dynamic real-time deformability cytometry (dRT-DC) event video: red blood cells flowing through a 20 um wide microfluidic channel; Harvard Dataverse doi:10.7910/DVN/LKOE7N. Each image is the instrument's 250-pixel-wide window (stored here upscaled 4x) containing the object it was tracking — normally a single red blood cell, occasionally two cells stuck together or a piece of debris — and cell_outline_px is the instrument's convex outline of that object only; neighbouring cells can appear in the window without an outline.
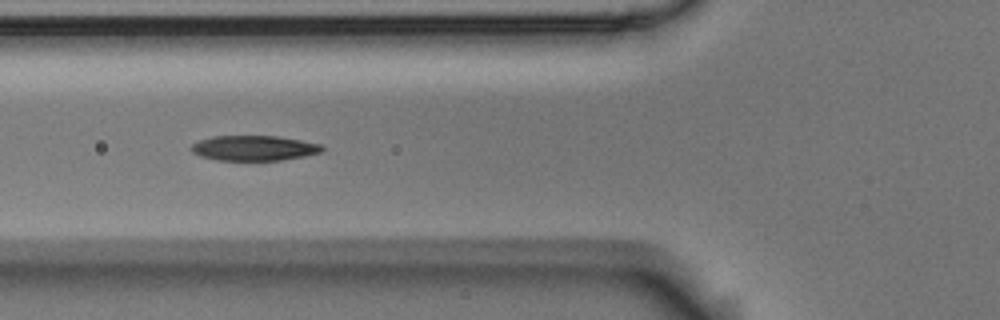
{"species": "Egyptian fruit bat (a non-hibernating species)", "species_latin": "Rousettus aegyptiacus", "temperature_condition": "room temperature", "stored_images_in_passage": 5, "camera_frame_rate_fps": 3000, "um_per_image_px": 0.085, "animal": {"sex": "male"}, "frame": {"image": 1, "passage_image": 3, "time_ms": 0.667, "image_size_px": [1000, 320], "cell_outline_px": [[324, 148], [320, 152], [304, 156], [280, 160], [216, 160], [200, 156], [192, 152], [188, 148], [192, 144], [200, 140], [212, 136], [276, 136], [300, 140], [320, 144]], "centroid_in_image_um": [21.53, 12.58], "position_along_channel_um": 104.3, "area_um2": 19.07}}
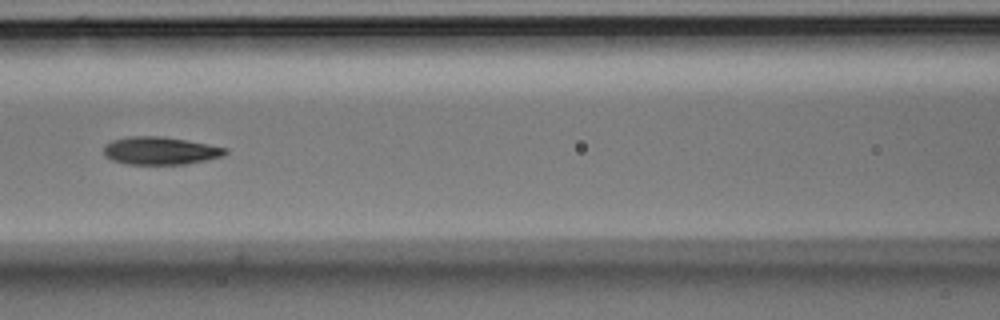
{"frame": {"image": 2, "passage_image": 4, "time_ms": 1.0, "image_size_px": [1000, 320], "cell_outline_px": [[228, 152], [224, 156], [184, 164], [128, 164], [112, 160], [104, 156], [104, 144], [112, 140], [128, 136], [164, 136], [208, 144], [228, 148]], "centroid_in_image_um": [13.61, 12.8], "position_along_channel_um": 153.0, "area_um2": 19.77}}
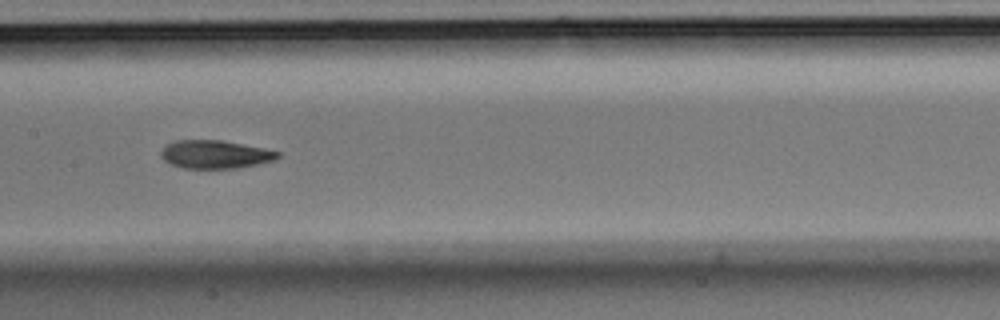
{"frame": {"image": 3, "passage_image": 5, "time_ms": 1.333, "image_size_px": [1000, 320], "cell_outline_px": [[280, 156], [276, 160], [260, 164], [240, 168], [184, 168], [172, 164], [164, 160], [160, 156], [160, 152], [168, 144], [176, 140], [220, 140], [264, 148], [280, 152]], "centroid_in_image_um": [18.33, 13.13], "position_along_channel_um": 189.1, "area_um2": 19.19}}